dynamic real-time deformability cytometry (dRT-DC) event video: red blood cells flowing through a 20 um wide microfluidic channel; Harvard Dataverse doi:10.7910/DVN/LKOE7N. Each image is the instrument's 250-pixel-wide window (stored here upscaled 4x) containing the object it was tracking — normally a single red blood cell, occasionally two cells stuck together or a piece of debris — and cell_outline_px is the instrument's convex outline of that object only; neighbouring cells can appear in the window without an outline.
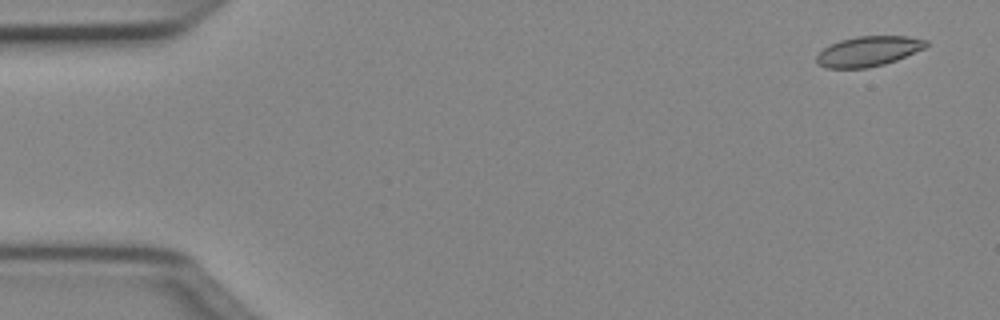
{"species": "Egyptian fruit bat (a non-hibernating species)", "species_latin": "Rousettus aegyptiacus", "temperature_condition": "cold", "stored_images_in_passage": 48, "camera_frame_rate_fps": 3000, "um_per_image_px": 0.085, "animal": {"sex": "female"}, "frame": {"image": 1, "passage_image": 3, "time_ms": 0.667, "image_size_px": [1000, 320], "cell_outline_px": [[928, 44], [924, 48], [896, 60], [884, 64], [868, 68], [824, 68], [816, 64], [816, 56], [824, 48], [840, 40], [856, 36], [908, 36], [928, 40]], "centroid_in_image_um": [73.79, 4.36], "position_along_channel_um": 11.2, "area_um2": 19.19}}
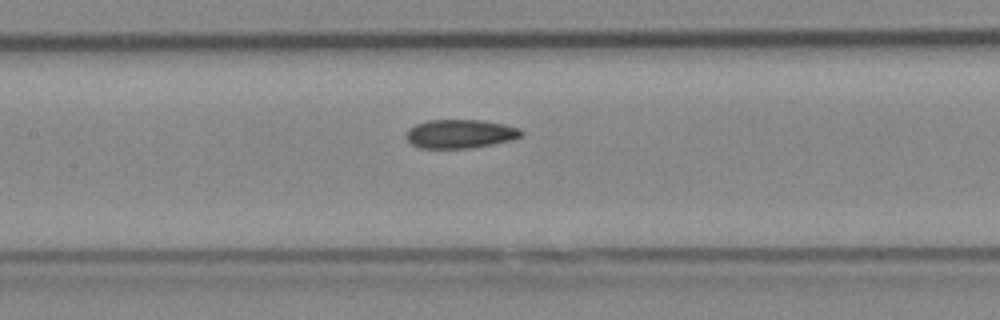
{"frame": {"image": 2, "passage_image": 24, "time_ms": 7.667, "image_size_px": [1000, 320], "cell_outline_px": [[524, 132], [520, 136], [512, 140], [472, 148], [420, 148], [412, 144], [404, 136], [408, 128], [416, 124], [428, 120], [480, 120], [504, 124], [520, 128]], "centroid_in_image_um": [39.1, 11.37], "position_along_channel_um": 168.3, "area_um2": 19.36}}
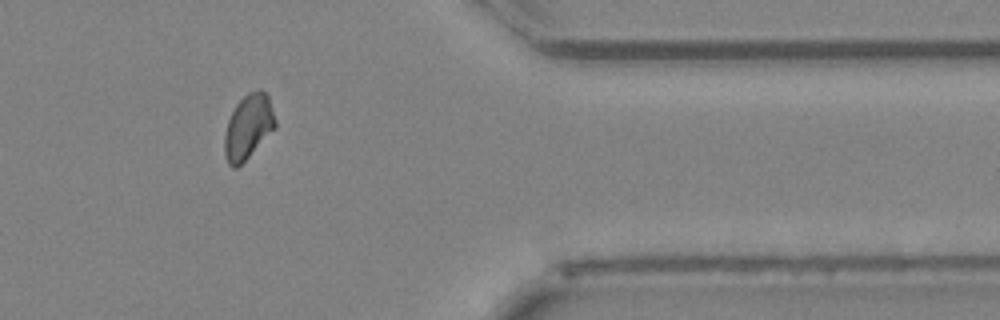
{"frame": {"image": 3, "passage_image": 42, "time_ms": 13.667, "image_size_px": [1000, 320], "cell_outline_px": [[276, 128], [236, 168], [232, 168], [228, 164], [224, 152], [224, 132], [228, 120], [236, 104], [248, 92], [260, 88], [268, 92], [276, 120]], "centroid_in_image_um": [21.11, 10.73], "position_along_channel_um": 390.3, "area_um2": 19.25}, "authors_computed_cell_mechanics": {"area_um2": 19.4208, "velocity_mm_per_s": 4.0357, "shape_relaxation_time_tau1_ms": null, "shape_relaxation_time_tau2_ms": 6.2404, "deformation_change_tau1": null, "deformation_change_tau2": 0.1063}}